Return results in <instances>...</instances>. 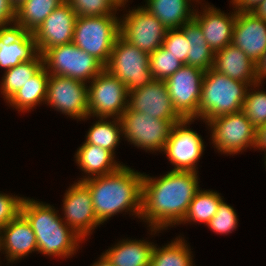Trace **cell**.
I'll return each mask as SVG.
<instances>
[{
  "label": "cell",
  "mask_w": 266,
  "mask_h": 266,
  "mask_svg": "<svg viewBox=\"0 0 266 266\" xmlns=\"http://www.w3.org/2000/svg\"><path fill=\"white\" fill-rule=\"evenodd\" d=\"M15 19V7L9 0H0V29L14 27Z\"/></svg>",
  "instance_id": "cell-39"
},
{
  "label": "cell",
  "mask_w": 266,
  "mask_h": 266,
  "mask_svg": "<svg viewBox=\"0 0 266 266\" xmlns=\"http://www.w3.org/2000/svg\"><path fill=\"white\" fill-rule=\"evenodd\" d=\"M178 237L162 248L154 245L150 266H194L189 245L185 238Z\"/></svg>",
  "instance_id": "cell-30"
},
{
  "label": "cell",
  "mask_w": 266,
  "mask_h": 266,
  "mask_svg": "<svg viewBox=\"0 0 266 266\" xmlns=\"http://www.w3.org/2000/svg\"><path fill=\"white\" fill-rule=\"evenodd\" d=\"M21 214L27 219L36 236L38 253L62 259L72 257L79 244L84 241L50 204L25 197Z\"/></svg>",
  "instance_id": "cell-3"
},
{
  "label": "cell",
  "mask_w": 266,
  "mask_h": 266,
  "mask_svg": "<svg viewBox=\"0 0 266 266\" xmlns=\"http://www.w3.org/2000/svg\"><path fill=\"white\" fill-rule=\"evenodd\" d=\"M49 76L50 74L43 66L6 103L18 109L19 112L31 111L35 106L45 103Z\"/></svg>",
  "instance_id": "cell-26"
},
{
  "label": "cell",
  "mask_w": 266,
  "mask_h": 266,
  "mask_svg": "<svg viewBox=\"0 0 266 266\" xmlns=\"http://www.w3.org/2000/svg\"><path fill=\"white\" fill-rule=\"evenodd\" d=\"M127 12L120 17V36L148 54L161 47L168 29L143 6Z\"/></svg>",
  "instance_id": "cell-11"
},
{
  "label": "cell",
  "mask_w": 266,
  "mask_h": 266,
  "mask_svg": "<svg viewBox=\"0 0 266 266\" xmlns=\"http://www.w3.org/2000/svg\"><path fill=\"white\" fill-rule=\"evenodd\" d=\"M65 0H25L16 8L14 27L34 33L50 13Z\"/></svg>",
  "instance_id": "cell-27"
},
{
  "label": "cell",
  "mask_w": 266,
  "mask_h": 266,
  "mask_svg": "<svg viewBox=\"0 0 266 266\" xmlns=\"http://www.w3.org/2000/svg\"><path fill=\"white\" fill-rule=\"evenodd\" d=\"M256 78L257 82L262 85V80H266V51L256 62Z\"/></svg>",
  "instance_id": "cell-41"
},
{
  "label": "cell",
  "mask_w": 266,
  "mask_h": 266,
  "mask_svg": "<svg viewBox=\"0 0 266 266\" xmlns=\"http://www.w3.org/2000/svg\"><path fill=\"white\" fill-rule=\"evenodd\" d=\"M198 173L169 171L164 176L151 177L143 173L141 217L151 234L179 225L196 192L200 189Z\"/></svg>",
  "instance_id": "cell-1"
},
{
  "label": "cell",
  "mask_w": 266,
  "mask_h": 266,
  "mask_svg": "<svg viewBox=\"0 0 266 266\" xmlns=\"http://www.w3.org/2000/svg\"><path fill=\"white\" fill-rule=\"evenodd\" d=\"M255 148L266 151V124H263L257 129V141Z\"/></svg>",
  "instance_id": "cell-42"
},
{
  "label": "cell",
  "mask_w": 266,
  "mask_h": 266,
  "mask_svg": "<svg viewBox=\"0 0 266 266\" xmlns=\"http://www.w3.org/2000/svg\"><path fill=\"white\" fill-rule=\"evenodd\" d=\"M73 78L50 75L47 83V106L73 119L88 116V85Z\"/></svg>",
  "instance_id": "cell-14"
},
{
  "label": "cell",
  "mask_w": 266,
  "mask_h": 266,
  "mask_svg": "<svg viewBox=\"0 0 266 266\" xmlns=\"http://www.w3.org/2000/svg\"><path fill=\"white\" fill-rule=\"evenodd\" d=\"M258 87H260V83L258 82L249 86L242 108L247 119L257 129L263 124H266V92L263 90L259 91ZM250 89L254 92H251ZM256 89L258 90L256 91Z\"/></svg>",
  "instance_id": "cell-33"
},
{
  "label": "cell",
  "mask_w": 266,
  "mask_h": 266,
  "mask_svg": "<svg viewBox=\"0 0 266 266\" xmlns=\"http://www.w3.org/2000/svg\"><path fill=\"white\" fill-rule=\"evenodd\" d=\"M153 248V242L124 239L103 254L113 266H150Z\"/></svg>",
  "instance_id": "cell-25"
},
{
  "label": "cell",
  "mask_w": 266,
  "mask_h": 266,
  "mask_svg": "<svg viewBox=\"0 0 266 266\" xmlns=\"http://www.w3.org/2000/svg\"><path fill=\"white\" fill-rule=\"evenodd\" d=\"M98 119L90 127L85 143L97 145L115 155V148L119 145L121 136L123 137L122 122L119 118H112V121L104 117Z\"/></svg>",
  "instance_id": "cell-31"
},
{
  "label": "cell",
  "mask_w": 266,
  "mask_h": 266,
  "mask_svg": "<svg viewBox=\"0 0 266 266\" xmlns=\"http://www.w3.org/2000/svg\"><path fill=\"white\" fill-rule=\"evenodd\" d=\"M151 75L154 80L165 81L184 64L163 46L149 54Z\"/></svg>",
  "instance_id": "cell-34"
},
{
  "label": "cell",
  "mask_w": 266,
  "mask_h": 266,
  "mask_svg": "<svg viewBox=\"0 0 266 266\" xmlns=\"http://www.w3.org/2000/svg\"><path fill=\"white\" fill-rule=\"evenodd\" d=\"M43 66L50 75L73 78L84 83L92 81L104 65L73 42L46 49L42 54Z\"/></svg>",
  "instance_id": "cell-6"
},
{
  "label": "cell",
  "mask_w": 266,
  "mask_h": 266,
  "mask_svg": "<svg viewBox=\"0 0 266 266\" xmlns=\"http://www.w3.org/2000/svg\"><path fill=\"white\" fill-rule=\"evenodd\" d=\"M11 2V4L15 7V9L17 7H19L25 0H9Z\"/></svg>",
  "instance_id": "cell-46"
},
{
  "label": "cell",
  "mask_w": 266,
  "mask_h": 266,
  "mask_svg": "<svg viewBox=\"0 0 266 266\" xmlns=\"http://www.w3.org/2000/svg\"><path fill=\"white\" fill-rule=\"evenodd\" d=\"M0 231L2 252L6 254L8 263L22 259L34 251L38 252L36 236L31 225L21 213Z\"/></svg>",
  "instance_id": "cell-21"
},
{
  "label": "cell",
  "mask_w": 266,
  "mask_h": 266,
  "mask_svg": "<svg viewBox=\"0 0 266 266\" xmlns=\"http://www.w3.org/2000/svg\"><path fill=\"white\" fill-rule=\"evenodd\" d=\"M180 30L188 40L187 65L204 71L213 68L215 53L207 44L200 26L191 20L185 23Z\"/></svg>",
  "instance_id": "cell-28"
},
{
  "label": "cell",
  "mask_w": 266,
  "mask_h": 266,
  "mask_svg": "<svg viewBox=\"0 0 266 266\" xmlns=\"http://www.w3.org/2000/svg\"><path fill=\"white\" fill-rule=\"evenodd\" d=\"M264 152L266 153V151H264ZM264 158H265V166H266V154H265V157Z\"/></svg>",
  "instance_id": "cell-48"
},
{
  "label": "cell",
  "mask_w": 266,
  "mask_h": 266,
  "mask_svg": "<svg viewBox=\"0 0 266 266\" xmlns=\"http://www.w3.org/2000/svg\"><path fill=\"white\" fill-rule=\"evenodd\" d=\"M43 67V57L39 53L33 60L22 62L21 64L4 71L2 82H0V92L7 102L24 84L32 78Z\"/></svg>",
  "instance_id": "cell-29"
},
{
  "label": "cell",
  "mask_w": 266,
  "mask_h": 266,
  "mask_svg": "<svg viewBox=\"0 0 266 266\" xmlns=\"http://www.w3.org/2000/svg\"><path fill=\"white\" fill-rule=\"evenodd\" d=\"M113 4H115L118 8L120 7H125V5L127 4V2H129L128 0H110Z\"/></svg>",
  "instance_id": "cell-45"
},
{
  "label": "cell",
  "mask_w": 266,
  "mask_h": 266,
  "mask_svg": "<svg viewBox=\"0 0 266 266\" xmlns=\"http://www.w3.org/2000/svg\"><path fill=\"white\" fill-rule=\"evenodd\" d=\"M250 13L266 22V0H263L258 6H256Z\"/></svg>",
  "instance_id": "cell-43"
},
{
  "label": "cell",
  "mask_w": 266,
  "mask_h": 266,
  "mask_svg": "<svg viewBox=\"0 0 266 266\" xmlns=\"http://www.w3.org/2000/svg\"><path fill=\"white\" fill-rule=\"evenodd\" d=\"M237 214L233 206L222 200L218 206L216 214L208 222L207 226L216 234H230L238 225Z\"/></svg>",
  "instance_id": "cell-36"
},
{
  "label": "cell",
  "mask_w": 266,
  "mask_h": 266,
  "mask_svg": "<svg viewBox=\"0 0 266 266\" xmlns=\"http://www.w3.org/2000/svg\"><path fill=\"white\" fill-rule=\"evenodd\" d=\"M221 194L213 190H198L189 204L188 211L180 224L203 223L208 224L216 214L220 202L223 200Z\"/></svg>",
  "instance_id": "cell-32"
},
{
  "label": "cell",
  "mask_w": 266,
  "mask_h": 266,
  "mask_svg": "<svg viewBox=\"0 0 266 266\" xmlns=\"http://www.w3.org/2000/svg\"><path fill=\"white\" fill-rule=\"evenodd\" d=\"M193 121L194 119L185 118L174 124L162 151L174 166L173 171L198 173L197 162L205 150V145L201 135L187 126Z\"/></svg>",
  "instance_id": "cell-13"
},
{
  "label": "cell",
  "mask_w": 266,
  "mask_h": 266,
  "mask_svg": "<svg viewBox=\"0 0 266 266\" xmlns=\"http://www.w3.org/2000/svg\"><path fill=\"white\" fill-rule=\"evenodd\" d=\"M78 17L116 15L120 10L110 0H65Z\"/></svg>",
  "instance_id": "cell-35"
},
{
  "label": "cell",
  "mask_w": 266,
  "mask_h": 266,
  "mask_svg": "<svg viewBox=\"0 0 266 266\" xmlns=\"http://www.w3.org/2000/svg\"><path fill=\"white\" fill-rule=\"evenodd\" d=\"M38 54L33 33L15 27L0 29V67L5 71L33 60Z\"/></svg>",
  "instance_id": "cell-20"
},
{
  "label": "cell",
  "mask_w": 266,
  "mask_h": 266,
  "mask_svg": "<svg viewBox=\"0 0 266 266\" xmlns=\"http://www.w3.org/2000/svg\"><path fill=\"white\" fill-rule=\"evenodd\" d=\"M249 85L215 71H205L201 98L198 107V120L205 124L218 116L239 112L243 108Z\"/></svg>",
  "instance_id": "cell-4"
},
{
  "label": "cell",
  "mask_w": 266,
  "mask_h": 266,
  "mask_svg": "<svg viewBox=\"0 0 266 266\" xmlns=\"http://www.w3.org/2000/svg\"><path fill=\"white\" fill-rule=\"evenodd\" d=\"M203 10L201 13L195 9L193 20L200 26L207 44L215 53L232 43L237 11L233 9L230 15L209 4H205Z\"/></svg>",
  "instance_id": "cell-18"
},
{
  "label": "cell",
  "mask_w": 266,
  "mask_h": 266,
  "mask_svg": "<svg viewBox=\"0 0 266 266\" xmlns=\"http://www.w3.org/2000/svg\"><path fill=\"white\" fill-rule=\"evenodd\" d=\"M263 0H231L230 3L234 5L237 12H250L258 6Z\"/></svg>",
  "instance_id": "cell-40"
},
{
  "label": "cell",
  "mask_w": 266,
  "mask_h": 266,
  "mask_svg": "<svg viewBox=\"0 0 266 266\" xmlns=\"http://www.w3.org/2000/svg\"><path fill=\"white\" fill-rule=\"evenodd\" d=\"M62 201V220L84 240L102 224L95 215L89 189L82 181L72 184Z\"/></svg>",
  "instance_id": "cell-15"
},
{
  "label": "cell",
  "mask_w": 266,
  "mask_h": 266,
  "mask_svg": "<svg viewBox=\"0 0 266 266\" xmlns=\"http://www.w3.org/2000/svg\"><path fill=\"white\" fill-rule=\"evenodd\" d=\"M123 136L135 147L146 151H163L171 130L177 122L151 117L127 108L120 118Z\"/></svg>",
  "instance_id": "cell-10"
},
{
  "label": "cell",
  "mask_w": 266,
  "mask_h": 266,
  "mask_svg": "<svg viewBox=\"0 0 266 266\" xmlns=\"http://www.w3.org/2000/svg\"><path fill=\"white\" fill-rule=\"evenodd\" d=\"M91 266H113V265L107 259V257L102 253V255H100V258L97 260V262H95Z\"/></svg>",
  "instance_id": "cell-44"
},
{
  "label": "cell",
  "mask_w": 266,
  "mask_h": 266,
  "mask_svg": "<svg viewBox=\"0 0 266 266\" xmlns=\"http://www.w3.org/2000/svg\"><path fill=\"white\" fill-rule=\"evenodd\" d=\"M119 36L120 18L116 15L77 17L72 42L105 66Z\"/></svg>",
  "instance_id": "cell-5"
},
{
  "label": "cell",
  "mask_w": 266,
  "mask_h": 266,
  "mask_svg": "<svg viewBox=\"0 0 266 266\" xmlns=\"http://www.w3.org/2000/svg\"><path fill=\"white\" fill-rule=\"evenodd\" d=\"M232 43L256 63L266 51V22L250 12H237Z\"/></svg>",
  "instance_id": "cell-19"
},
{
  "label": "cell",
  "mask_w": 266,
  "mask_h": 266,
  "mask_svg": "<svg viewBox=\"0 0 266 266\" xmlns=\"http://www.w3.org/2000/svg\"><path fill=\"white\" fill-rule=\"evenodd\" d=\"M2 235H1V231H0V251H2Z\"/></svg>",
  "instance_id": "cell-47"
},
{
  "label": "cell",
  "mask_w": 266,
  "mask_h": 266,
  "mask_svg": "<svg viewBox=\"0 0 266 266\" xmlns=\"http://www.w3.org/2000/svg\"><path fill=\"white\" fill-rule=\"evenodd\" d=\"M213 69L249 86L257 83L256 63L233 43L215 52Z\"/></svg>",
  "instance_id": "cell-22"
},
{
  "label": "cell",
  "mask_w": 266,
  "mask_h": 266,
  "mask_svg": "<svg viewBox=\"0 0 266 266\" xmlns=\"http://www.w3.org/2000/svg\"><path fill=\"white\" fill-rule=\"evenodd\" d=\"M143 174L125 164L118 170L82 182L88 187L97 219L104 223L122 212L141 217Z\"/></svg>",
  "instance_id": "cell-2"
},
{
  "label": "cell",
  "mask_w": 266,
  "mask_h": 266,
  "mask_svg": "<svg viewBox=\"0 0 266 266\" xmlns=\"http://www.w3.org/2000/svg\"><path fill=\"white\" fill-rule=\"evenodd\" d=\"M24 198L0 193V229L21 213Z\"/></svg>",
  "instance_id": "cell-38"
},
{
  "label": "cell",
  "mask_w": 266,
  "mask_h": 266,
  "mask_svg": "<svg viewBox=\"0 0 266 266\" xmlns=\"http://www.w3.org/2000/svg\"><path fill=\"white\" fill-rule=\"evenodd\" d=\"M149 63L148 53L119 36L104 69L124 83L128 91H132L154 80Z\"/></svg>",
  "instance_id": "cell-7"
},
{
  "label": "cell",
  "mask_w": 266,
  "mask_h": 266,
  "mask_svg": "<svg viewBox=\"0 0 266 266\" xmlns=\"http://www.w3.org/2000/svg\"><path fill=\"white\" fill-rule=\"evenodd\" d=\"M77 17L66 1L54 9L33 33L39 53L42 54L46 49L72 43Z\"/></svg>",
  "instance_id": "cell-17"
},
{
  "label": "cell",
  "mask_w": 266,
  "mask_h": 266,
  "mask_svg": "<svg viewBox=\"0 0 266 266\" xmlns=\"http://www.w3.org/2000/svg\"><path fill=\"white\" fill-rule=\"evenodd\" d=\"M143 6L154 15L167 29H180L193 20L195 9L191 1L196 0H145Z\"/></svg>",
  "instance_id": "cell-24"
},
{
  "label": "cell",
  "mask_w": 266,
  "mask_h": 266,
  "mask_svg": "<svg viewBox=\"0 0 266 266\" xmlns=\"http://www.w3.org/2000/svg\"><path fill=\"white\" fill-rule=\"evenodd\" d=\"M88 86V116L121 118L128 108L129 91L117 77L103 69Z\"/></svg>",
  "instance_id": "cell-9"
},
{
  "label": "cell",
  "mask_w": 266,
  "mask_h": 266,
  "mask_svg": "<svg viewBox=\"0 0 266 266\" xmlns=\"http://www.w3.org/2000/svg\"><path fill=\"white\" fill-rule=\"evenodd\" d=\"M204 74V70L184 64L165 80L173 108L183 119L198 118Z\"/></svg>",
  "instance_id": "cell-12"
},
{
  "label": "cell",
  "mask_w": 266,
  "mask_h": 266,
  "mask_svg": "<svg viewBox=\"0 0 266 266\" xmlns=\"http://www.w3.org/2000/svg\"><path fill=\"white\" fill-rule=\"evenodd\" d=\"M74 156L77 165L85 173L84 178H80L78 181L86 180L94 176L110 174L123 165L114 160L116 155L112 152L85 142L77 149Z\"/></svg>",
  "instance_id": "cell-23"
},
{
  "label": "cell",
  "mask_w": 266,
  "mask_h": 266,
  "mask_svg": "<svg viewBox=\"0 0 266 266\" xmlns=\"http://www.w3.org/2000/svg\"><path fill=\"white\" fill-rule=\"evenodd\" d=\"M207 125L211 129L214 148L221 154H238L248 147L256 149L257 128L242 110L212 118Z\"/></svg>",
  "instance_id": "cell-8"
},
{
  "label": "cell",
  "mask_w": 266,
  "mask_h": 266,
  "mask_svg": "<svg viewBox=\"0 0 266 266\" xmlns=\"http://www.w3.org/2000/svg\"><path fill=\"white\" fill-rule=\"evenodd\" d=\"M128 108L162 120L183 119L173 108L165 81L153 80L143 87L129 91Z\"/></svg>",
  "instance_id": "cell-16"
},
{
  "label": "cell",
  "mask_w": 266,
  "mask_h": 266,
  "mask_svg": "<svg viewBox=\"0 0 266 266\" xmlns=\"http://www.w3.org/2000/svg\"><path fill=\"white\" fill-rule=\"evenodd\" d=\"M162 46L181 63L187 65L188 40L180 29H168Z\"/></svg>",
  "instance_id": "cell-37"
}]
</instances>
